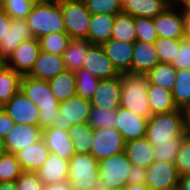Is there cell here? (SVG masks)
Masks as SVG:
<instances>
[{"mask_svg":"<svg viewBox=\"0 0 190 190\" xmlns=\"http://www.w3.org/2000/svg\"><path fill=\"white\" fill-rule=\"evenodd\" d=\"M42 139L50 153L58 155L65 160L69 161L76 154L68 130L53 126L46 127L42 130Z\"/></svg>","mask_w":190,"mask_h":190,"instance_id":"ac0fdd59","label":"cell"},{"mask_svg":"<svg viewBox=\"0 0 190 190\" xmlns=\"http://www.w3.org/2000/svg\"><path fill=\"white\" fill-rule=\"evenodd\" d=\"M15 183L17 190H44L45 187L36 172L23 171Z\"/></svg>","mask_w":190,"mask_h":190,"instance_id":"bcb514c9","label":"cell"},{"mask_svg":"<svg viewBox=\"0 0 190 190\" xmlns=\"http://www.w3.org/2000/svg\"><path fill=\"white\" fill-rule=\"evenodd\" d=\"M116 127L126 142L146 136L148 119L129 111L124 107L117 108Z\"/></svg>","mask_w":190,"mask_h":190,"instance_id":"2e32d148","label":"cell"},{"mask_svg":"<svg viewBox=\"0 0 190 190\" xmlns=\"http://www.w3.org/2000/svg\"><path fill=\"white\" fill-rule=\"evenodd\" d=\"M69 161L50 153L43 165L36 171L39 179L45 184L68 181Z\"/></svg>","mask_w":190,"mask_h":190,"instance_id":"603a6c76","label":"cell"},{"mask_svg":"<svg viewBox=\"0 0 190 190\" xmlns=\"http://www.w3.org/2000/svg\"><path fill=\"white\" fill-rule=\"evenodd\" d=\"M50 151L43 139L18 151V162L23 171L36 172L49 156Z\"/></svg>","mask_w":190,"mask_h":190,"instance_id":"cb8c5ba5","label":"cell"},{"mask_svg":"<svg viewBox=\"0 0 190 190\" xmlns=\"http://www.w3.org/2000/svg\"><path fill=\"white\" fill-rule=\"evenodd\" d=\"M124 152L131 164L147 168L154 162V146L146 137L126 142Z\"/></svg>","mask_w":190,"mask_h":190,"instance_id":"484cf974","label":"cell"},{"mask_svg":"<svg viewBox=\"0 0 190 190\" xmlns=\"http://www.w3.org/2000/svg\"><path fill=\"white\" fill-rule=\"evenodd\" d=\"M185 134L190 136V108L184 109Z\"/></svg>","mask_w":190,"mask_h":190,"instance_id":"11a10c76","label":"cell"},{"mask_svg":"<svg viewBox=\"0 0 190 190\" xmlns=\"http://www.w3.org/2000/svg\"><path fill=\"white\" fill-rule=\"evenodd\" d=\"M4 152H5L4 141L2 138H0V154H3Z\"/></svg>","mask_w":190,"mask_h":190,"instance_id":"94428289","label":"cell"},{"mask_svg":"<svg viewBox=\"0 0 190 190\" xmlns=\"http://www.w3.org/2000/svg\"><path fill=\"white\" fill-rule=\"evenodd\" d=\"M44 190H72L70 182H59L45 185Z\"/></svg>","mask_w":190,"mask_h":190,"instance_id":"f5cc1de1","label":"cell"},{"mask_svg":"<svg viewBox=\"0 0 190 190\" xmlns=\"http://www.w3.org/2000/svg\"><path fill=\"white\" fill-rule=\"evenodd\" d=\"M4 110L15 124L38 125L40 110L21 90L4 104Z\"/></svg>","mask_w":190,"mask_h":190,"instance_id":"7c38bea8","label":"cell"},{"mask_svg":"<svg viewBox=\"0 0 190 190\" xmlns=\"http://www.w3.org/2000/svg\"><path fill=\"white\" fill-rule=\"evenodd\" d=\"M15 122L7 114L5 110L0 113V138L4 139L6 135L12 130Z\"/></svg>","mask_w":190,"mask_h":190,"instance_id":"681fc988","label":"cell"},{"mask_svg":"<svg viewBox=\"0 0 190 190\" xmlns=\"http://www.w3.org/2000/svg\"><path fill=\"white\" fill-rule=\"evenodd\" d=\"M92 44L87 39H70L63 53L65 69L76 72L83 66L84 60Z\"/></svg>","mask_w":190,"mask_h":190,"instance_id":"83f0119b","label":"cell"},{"mask_svg":"<svg viewBox=\"0 0 190 190\" xmlns=\"http://www.w3.org/2000/svg\"><path fill=\"white\" fill-rule=\"evenodd\" d=\"M92 105L90 99L75 95L60 102V112L56 116L52 126L68 130L77 123H87Z\"/></svg>","mask_w":190,"mask_h":190,"instance_id":"ba28073f","label":"cell"},{"mask_svg":"<svg viewBox=\"0 0 190 190\" xmlns=\"http://www.w3.org/2000/svg\"><path fill=\"white\" fill-rule=\"evenodd\" d=\"M179 174L174 164L154 161L146 168V185L152 190H168L178 186Z\"/></svg>","mask_w":190,"mask_h":190,"instance_id":"4fadbf2b","label":"cell"},{"mask_svg":"<svg viewBox=\"0 0 190 190\" xmlns=\"http://www.w3.org/2000/svg\"><path fill=\"white\" fill-rule=\"evenodd\" d=\"M70 36L66 32H55L40 37V49L48 53L62 56L70 42Z\"/></svg>","mask_w":190,"mask_h":190,"instance_id":"d590c367","label":"cell"},{"mask_svg":"<svg viewBox=\"0 0 190 190\" xmlns=\"http://www.w3.org/2000/svg\"><path fill=\"white\" fill-rule=\"evenodd\" d=\"M20 90L39 108L38 126L42 130L52 126L60 112V102L51 92L48 81L22 76Z\"/></svg>","mask_w":190,"mask_h":190,"instance_id":"6da1fadb","label":"cell"},{"mask_svg":"<svg viewBox=\"0 0 190 190\" xmlns=\"http://www.w3.org/2000/svg\"><path fill=\"white\" fill-rule=\"evenodd\" d=\"M25 20L32 36L37 39L50 33L66 32L58 2L34 5Z\"/></svg>","mask_w":190,"mask_h":190,"instance_id":"3957f363","label":"cell"},{"mask_svg":"<svg viewBox=\"0 0 190 190\" xmlns=\"http://www.w3.org/2000/svg\"><path fill=\"white\" fill-rule=\"evenodd\" d=\"M176 74L177 70L171 63L159 62L146 75L149 84H155L172 91L176 80Z\"/></svg>","mask_w":190,"mask_h":190,"instance_id":"836d02e7","label":"cell"},{"mask_svg":"<svg viewBox=\"0 0 190 190\" xmlns=\"http://www.w3.org/2000/svg\"><path fill=\"white\" fill-rule=\"evenodd\" d=\"M183 3H184L185 5H190V0H184Z\"/></svg>","mask_w":190,"mask_h":190,"instance_id":"003e7915","label":"cell"},{"mask_svg":"<svg viewBox=\"0 0 190 190\" xmlns=\"http://www.w3.org/2000/svg\"><path fill=\"white\" fill-rule=\"evenodd\" d=\"M33 4L29 0H5L3 8L5 12L12 18H23L25 19L27 15L33 8Z\"/></svg>","mask_w":190,"mask_h":190,"instance_id":"f6af8a7d","label":"cell"},{"mask_svg":"<svg viewBox=\"0 0 190 190\" xmlns=\"http://www.w3.org/2000/svg\"><path fill=\"white\" fill-rule=\"evenodd\" d=\"M110 39L135 43L137 41L135 17L124 12L115 15Z\"/></svg>","mask_w":190,"mask_h":190,"instance_id":"4dcf8cb0","label":"cell"},{"mask_svg":"<svg viewBox=\"0 0 190 190\" xmlns=\"http://www.w3.org/2000/svg\"><path fill=\"white\" fill-rule=\"evenodd\" d=\"M51 92L59 102L77 95L75 72L65 70L48 80Z\"/></svg>","mask_w":190,"mask_h":190,"instance_id":"f546056e","label":"cell"},{"mask_svg":"<svg viewBox=\"0 0 190 190\" xmlns=\"http://www.w3.org/2000/svg\"><path fill=\"white\" fill-rule=\"evenodd\" d=\"M184 136H178L171 142H151L154 146V161L174 164Z\"/></svg>","mask_w":190,"mask_h":190,"instance_id":"8d00e7d4","label":"cell"},{"mask_svg":"<svg viewBox=\"0 0 190 190\" xmlns=\"http://www.w3.org/2000/svg\"><path fill=\"white\" fill-rule=\"evenodd\" d=\"M75 153L90 154L93 140V128L87 123H77L68 128Z\"/></svg>","mask_w":190,"mask_h":190,"instance_id":"1f68e13d","label":"cell"},{"mask_svg":"<svg viewBox=\"0 0 190 190\" xmlns=\"http://www.w3.org/2000/svg\"><path fill=\"white\" fill-rule=\"evenodd\" d=\"M22 76L7 65L0 72V101L7 103L19 90Z\"/></svg>","mask_w":190,"mask_h":190,"instance_id":"e575fe53","label":"cell"},{"mask_svg":"<svg viewBox=\"0 0 190 190\" xmlns=\"http://www.w3.org/2000/svg\"><path fill=\"white\" fill-rule=\"evenodd\" d=\"M5 0H0V6H3Z\"/></svg>","mask_w":190,"mask_h":190,"instance_id":"2644e50d","label":"cell"},{"mask_svg":"<svg viewBox=\"0 0 190 190\" xmlns=\"http://www.w3.org/2000/svg\"><path fill=\"white\" fill-rule=\"evenodd\" d=\"M153 20L159 38H185L183 2H173Z\"/></svg>","mask_w":190,"mask_h":190,"instance_id":"9c48e42d","label":"cell"},{"mask_svg":"<svg viewBox=\"0 0 190 190\" xmlns=\"http://www.w3.org/2000/svg\"><path fill=\"white\" fill-rule=\"evenodd\" d=\"M31 38L33 36L25 19H11L10 28L0 41V57L7 60L20 43Z\"/></svg>","mask_w":190,"mask_h":190,"instance_id":"d6986e66","label":"cell"},{"mask_svg":"<svg viewBox=\"0 0 190 190\" xmlns=\"http://www.w3.org/2000/svg\"><path fill=\"white\" fill-rule=\"evenodd\" d=\"M101 46L120 73H131L134 43L110 39Z\"/></svg>","mask_w":190,"mask_h":190,"instance_id":"ffe728a7","label":"cell"},{"mask_svg":"<svg viewBox=\"0 0 190 190\" xmlns=\"http://www.w3.org/2000/svg\"><path fill=\"white\" fill-rule=\"evenodd\" d=\"M0 190H17L15 181L0 182Z\"/></svg>","mask_w":190,"mask_h":190,"instance_id":"6f0895ef","label":"cell"},{"mask_svg":"<svg viewBox=\"0 0 190 190\" xmlns=\"http://www.w3.org/2000/svg\"><path fill=\"white\" fill-rule=\"evenodd\" d=\"M63 1H84V0H57L58 3L63 2Z\"/></svg>","mask_w":190,"mask_h":190,"instance_id":"03108f58","label":"cell"},{"mask_svg":"<svg viewBox=\"0 0 190 190\" xmlns=\"http://www.w3.org/2000/svg\"><path fill=\"white\" fill-rule=\"evenodd\" d=\"M122 134L117 128L93 129V140L90 154L101 161L125 151Z\"/></svg>","mask_w":190,"mask_h":190,"instance_id":"30bf717a","label":"cell"},{"mask_svg":"<svg viewBox=\"0 0 190 190\" xmlns=\"http://www.w3.org/2000/svg\"><path fill=\"white\" fill-rule=\"evenodd\" d=\"M171 1L178 3V2H183L184 0H171Z\"/></svg>","mask_w":190,"mask_h":190,"instance_id":"89a4df30","label":"cell"},{"mask_svg":"<svg viewBox=\"0 0 190 190\" xmlns=\"http://www.w3.org/2000/svg\"><path fill=\"white\" fill-rule=\"evenodd\" d=\"M42 139V129L38 125L15 124L3 139L6 153L18 151Z\"/></svg>","mask_w":190,"mask_h":190,"instance_id":"5bb4252c","label":"cell"},{"mask_svg":"<svg viewBox=\"0 0 190 190\" xmlns=\"http://www.w3.org/2000/svg\"><path fill=\"white\" fill-rule=\"evenodd\" d=\"M180 40L182 39L158 38L155 41L154 46L161 63H172L179 50Z\"/></svg>","mask_w":190,"mask_h":190,"instance_id":"60d3db41","label":"cell"},{"mask_svg":"<svg viewBox=\"0 0 190 190\" xmlns=\"http://www.w3.org/2000/svg\"><path fill=\"white\" fill-rule=\"evenodd\" d=\"M132 164L125 152H121L98 162L100 187L102 189L125 187Z\"/></svg>","mask_w":190,"mask_h":190,"instance_id":"8992f818","label":"cell"},{"mask_svg":"<svg viewBox=\"0 0 190 190\" xmlns=\"http://www.w3.org/2000/svg\"><path fill=\"white\" fill-rule=\"evenodd\" d=\"M75 78L77 95L86 99H91L97 89L100 79L84 68L75 72Z\"/></svg>","mask_w":190,"mask_h":190,"instance_id":"f35d334b","label":"cell"},{"mask_svg":"<svg viewBox=\"0 0 190 190\" xmlns=\"http://www.w3.org/2000/svg\"><path fill=\"white\" fill-rule=\"evenodd\" d=\"M148 102L152 115L170 113L178 109L172 92L155 84H148Z\"/></svg>","mask_w":190,"mask_h":190,"instance_id":"f1b7e54d","label":"cell"},{"mask_svg":"<svg viewBox=\"0 0 190 190\" xmlns=\"http://www.w3.org/2000/svg\"><path fill=\"white\" fill-rule=\"evenodd\" d=\"M125 190H152L146 184H127Z\"/></svg>","mask_w":190,"mask_h":190,"instance_id":"9f6ffc18","label":"cell"},{"mask_svg":"<svg viewBox=\"0 0 190 190\" xmlns=\"http://www.w3.org/2000/svg\"><path fill=\"white\" fill-rule=\"evenodd\" d=\"M128 184H146V168L132 164L127 175Z\"/></svg>","mask_w":190,"mask_h":190,"instance_id":"c3c4849f","label":"cell"},{"mask_svg":"<svg viewBox=\"0 0 190 190\" xmlns=\"http://www.w3.org/2000/svg\"><path fill=\"white\" fill-rule=\"evenodd\" d=\"M185 135L183 109L170 113L153 114L148 119L146 138L150 142H171Z\"/></svg>","mask_w":190,"mask_h":190,"instance_id":"277c9868","label":"cell"},{"mask_svg":"<svg viewBox=\"0 0 190 190\" xmlns=\"http://www.w3.org/2000/svg\"><path fill=\"white\" fill-rule=\"evenodd\" d=\"M33 5L55 3L57 0H29Z\"/></svg>","mask_w":190,"mask_h":190,"instance_id":"680465c9","label":"cell"},{"mask_svg":"<svg viewBox=\"0 0 190 190\" xmlns=\"http://www.w3.org/2000/svg\"><path fill=\"white\" fill-rule=\"evenodd\" d=\"M115 15H91L87 40L92 45H102L111 38Z\"/></svg>","mask_w":190,"mask_h":190,"instance_id":"4316f807","label":"cell"},{"mask_svg":"<svg viewBox=\"0 0 190 190\" xmlns=\"http://www.w3.org/2000/svg\"><path fill=\"white\" fill-rule=\"evenodd\" d=\"M168 190H181V189L178 186H176V187L168 189Z\"/></svg>","mask_w":190,"mask_h":190,"instance_id":"a7ac6f4b","label":"cell"},{"mask_svg":"<svg viewBox=\"0 0 190 190\" xmlns=\"http://www.w3.org/2000/svg\"><path fill=\"white\" fill-rule=\"evenodd\" d=\"M68 181L72 190L100 187L97 159L91 154L76 153L69 160Z\"/></svg>","mask_w":190,"mask_h":190,"instance_id":"5b68a950","label":"cell"},{"mask_svg":"<svg viewBox=\"0 0 190 190\" xmlns=\"http://www.w3.org/2000/svg\"><path fill=\"white\" fill-rule=\"evenodd\" d=\"M172 3L171 0H126L122 8L133 17L155 18Z\"/></svg>","mask_w":190,"mask_h":190,"instance_id":"d4e9b609","label":"cell"},{"mask_svg":"<svg viewBox=\"0 0 190 190\" xmlns=\"http://www.w3.org/2000/svg\"><path fill=\"white\" fill-rule=\"evenodd\" d=\"M148 84L146 74L121 73L120 106L149 119Z\"/></svg>","mask_w":190,"mask_h":190,"instance_id":"7a4b0ae2","label":"cell"},{"mask_svg":"<svg viewBox=\"0 0 190 190\" xmlns=\"http://www.w3.org/2000/svg\"><path fill=\"white\" fill-rule=\"evenodd\" d=\"M102 190H125V187H121V188H108V189H102Z\"/></svg>","mask_w":190,"mask_h":190,"instance_id":"be15d7a7","label":"cell"},{"mask_svg":"<svg viewBox=\"0 0 190 190\" xmlns=\"http://www.w3.org/2000/svg\"><path fill=\"white\" fill-rule=\"evenodd\" d=\"M6 65V60L0 57V72Z\"/></svg>","mask_w":190,"mask_h":190,"instance_id":"91938a15","label":"cell"},{"mask_svg":"<svg viewBox=\"0 0 190 190\" xmlns=\"http://www.w3.org/2000/svg\"><path fill=\"white\" fill-rule=\"evenodd\" d=\"M174 165L177 168L179 176L190 175V136L186 134L183 137Z\"/></svg>","mask_w":190,"mask_h":190,"instance_id":"ee69618b","label":"cell"},{"mask_svg":"<svg viewBox=\"0 0 190 190\" xmlns=\"http://www.w3.org/2000/svg\"><path fill=\"white\" fill-rule=\"evenodd\" d=\"M135 29L137 40L155 43L159 38L154 26L153 18L135 17Z\"/></svg>","mask_w":190,"mask_h":190,"instance_id":"7bdbcfd3","label":"cell"},{"mask_svg":"<svg viewBox=\"0 0 190 190\" xmlns=\"http://www.w3.org/2000/svg\"><path fill=\"white\" fill-rule=\"evenodd\" d=\"M178 187L181 190H190V175H182L179 177Z\"/></svg>","mask_w":190,"mask_h":190,"instance_id":"db71d44e","label":"cell"},{"mask_svg":"<svg viewBox=\"0 0 190 190\" xmlns=\"http://www.w3.org/2000/svg\"><path fill=\"white\" fill-rule=\"evenodd\" d=\"M80 190H102L101 187H93V188H89V189H80Z\"/></svg>","mask_w":190,"mask_h":190,"instance_id":"6125c7cd","label":"cell"},{"mask_svg":"<svg viewBox=\"0 0 190 190\" xmlns=\"http://www.w3.org/2000/svg\"><path fill=\"white\" fill-rule=\"evenodd\" d=\"M117 109L92 107L87 124L93 129L115 128Z\"/></svg>","mask_w":190,"mask_h":190,"instance_id":"74e56055","label":"cell"},{"mask_svg":"<svg viewBox=\"0 0 190 190\" xmlns=\"http://www.w3.org/2000/svg\"><path fill=\"white\" fill-rule=\"evenodd\" d=\"M171 64L176 70L190 69V40H180L179 50Z\"/></svg>","mask_w":190,"mask_h":190,"instance_id":"7dc6e473","label":"cell"},{"mask_svg":"<svg viewBox=\"0 0 190 190\" xmlns=\"http://www.w3.org/2000/svg\"><path fill=\"white\" fill-rule=\"evenodd\" d=\"M11 17L5 12L3 6H0V41L5 37L7 30L11 25Z\"/></svg>","mask_w":190,"mask_h":190,"instance_id":"f907efd6","label":"cell"},{"mask_svg":"<svg viewBox=\"0 0 190 190\" xmlns=\"http://www.w3.org/2000/svg\"><path fill=\"white\" fill-rule=\"evenodd\" d=\"M159 62L154 43L139 40L134 43L131 61L132 74H147Z\"/></svg>","mask_w":190,"mask_h":190,"instance_id":"44dd1931","label":"cell"},{"mask_svg":"<svg viewBox=\"0 0 190 190\" xmlns=\"http://www.w3.org/2000/svg\"><path fill=\"white\" fill-rule=\"evenodd\" d=\"M171 92L178 109L190 108V69L177 70L175 84Z\"/></svg>","mask_w":190,"mask_h":190,"instance_id":"d6a6232c","label":"cell"},{"mask_svg":"<svg viewBox=\"0 0 190 190\" xmlns=\"http://www.w3.org/2000/svg\"><path fill=\"white\" fill-rule=\"evenodd\" d=\"M185 39L190 40V8L183 3Z\"/></svg>","mask_w":190,"mask_h":190,"instance_id":"816d5d0a","label":"cell"},{"mask_svg":"<svg viewBox=\"0 0 190 190\" xmlns=\"http://www.w3.org/2000/svg\"><path fill=\"white\" fill-rule=\"evenodd\" d=\"M40 43L37 38H31L20 43L7 58L6 64L21 76H27L40 53Z\"/></svg>","mask_w":190,"mask_h":190,"instance_id":"8fae6325","label":"cell"},{"mask_svg":"<svg viewBox=\"0 0 190 190\" xmlns=\"http://www.w3.org/2000/svg\"><path fill=\"white\" fill-rule=\"evenodd\" d=\"M82 68L87 69L100 80L121 76L101 45H92L89 48Z\"/></svg>","mask_w":190,"mask_h":190,"instance_id":"9a60e30c","label":"cell"},{"mask_svg":"<svg viewBox=\"0 0 190 190\" xmlns=\"http://www.w3.org/2000/svg\"><path fill=\"white\" fill-rule=\"evenodd\" d=\"M59 5L70 38L87 39L91 13L84 1H63Z\"/></svg>","mask_w":190,"mask_h":190,"instance_id":"52a82bcc","label":"cell"},{"mask_svg":"<svg viewBox=\"0 0 190 190\" xmlns=\"http://www.w3.org/2000/svg\"><path fill=\"white\" fill-rule=\"evenodd\" d=\"M121 76L100 80L94 95L91 97L92 107L117 109L120 107Z\"/></svg>","mask_w":190,"mask_h":190,"instance_id":"e0dca14e","label":"cell"},{"mask_svg":"<svg viewBox=\"0 0 190 190\" xmlns=\"http://www.w3.org/2000/svg\"><path fill=\"white\" fill-rule=\"evenodd\" d=\"M4 110V104L0 101V113Z\"/></svg>","mask_w":190,"mask_h":190,"instance_id":"e7e4bbea","label":"cell"},{"mask_svg":"<svg viewBox=\"0 0 190 190\" xmlns=\"http://www.w3.org/2000/svg\"><path fill=\"white\" fill-rule=\"evenodd\" d=\"M65 70L63 56L40 51L33 68L27 76L48 81Z\"/></svg>","mask_w":190,"mask_h":190,"instance_id":"7402d4cb","label":"cell"},{"mask_svg":"<svg viewBox=\"0 0 190 190\" xmlns=\"http://www.w3.org/2000/svg\"><path fill=\"white\" fill-rule=\"evenodd\" d=\"M84 3L91 15H118L123 12L122 3L120 0H84Z\"/></svg>","mask_w":190,"mask_h":190,"instance_id":"b9f144b4","label":"cell"},{"mask_svg":"<svg viewBox=\"0 0 190 190\" xmlns=\"http://www.w3.org/2000/svg\"><path fill=\"white\" fill-rule=\"evenodd\" d=\"M22 172L16 154H0V182L15 181Z\"/></svg>","mask_w":190,"mask_h":190,"instance_id":"ab89813d","label":"cell"}]
</instances>
